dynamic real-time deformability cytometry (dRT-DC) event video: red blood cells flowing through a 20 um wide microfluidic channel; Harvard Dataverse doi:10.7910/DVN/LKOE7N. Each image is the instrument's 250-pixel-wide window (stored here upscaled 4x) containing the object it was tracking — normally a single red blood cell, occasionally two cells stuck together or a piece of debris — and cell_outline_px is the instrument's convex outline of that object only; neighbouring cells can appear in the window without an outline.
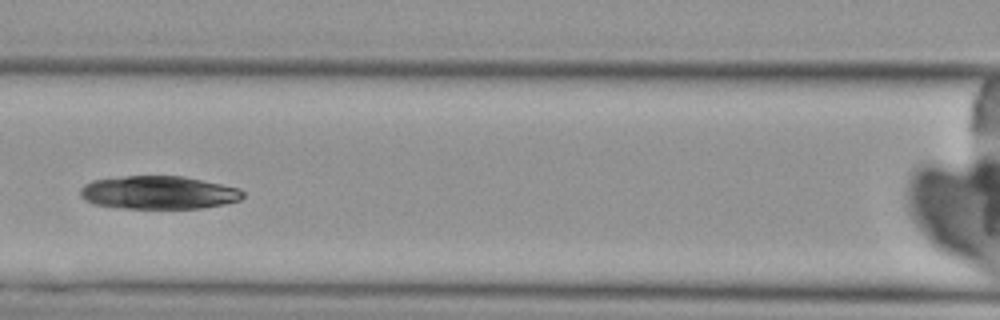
{"species": "Egyptian fruit bat (a non-hibernating species)", "species_latin": "Rousettus aegyptiacus", "temperature_condition": "cold", "stored_images_in_passage": 3, "camera_frame_rate_fps": 3000, "um_per_image_px": 0.085, "animal": {"sex": "female"}, "frame": {"image": 1, "passage_image": 3, "time_ms": 2.333, "image_size_px": [1000, 320], "cell_outline_px": [[244, 196], [240, 200], [224, 204], [200, 208], [124, 208], [96, 204], [84, 200], [80, 196], [80, 188], [84, 184], [92, 180], [124, 176], [184, 176], [240, 188], [244, 192]], "centroid_in_image_um": [13.48, 16.36], "position_along_channel_um": 153.1, "area_um2": 31.44}}